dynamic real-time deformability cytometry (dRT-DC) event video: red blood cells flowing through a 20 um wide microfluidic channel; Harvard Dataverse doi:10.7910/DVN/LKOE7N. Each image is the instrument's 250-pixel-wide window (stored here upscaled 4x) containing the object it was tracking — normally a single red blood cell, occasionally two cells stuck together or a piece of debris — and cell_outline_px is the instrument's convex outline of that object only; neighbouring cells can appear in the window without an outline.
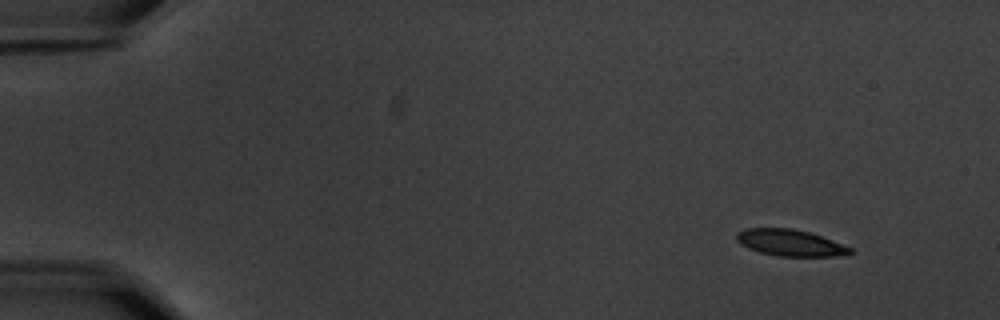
{"species": "common noctule bat (a hibernating species)", "species_latin": "Nyctalus noctula", "temperature_condition": "warm", "stored_images_in_passage": 53, "camera_frame_rate_fps": 3000, "um_per_image_px": 0.085, "animal": {"sex": "male", "body_mass_g": 20.1, "forearm_length_mm": 53.5}, "frame": {"image": 1, "passage_image": 1, "time_ms": 0.0, "image_size_px": [1000, 320], "cell_outline_px": [[852, 252], [832, 256], [780, 256], [760, 252], [748, 248], [740, 244], [736, 240], [736, 232], [744, 228], [792, 228], [808, 232], [832, 240], [852, 248]], "centroid_in_image_um": [67.09, 20.62], "position_along_channel_um": 17.9, "area_um2": 17.34}}
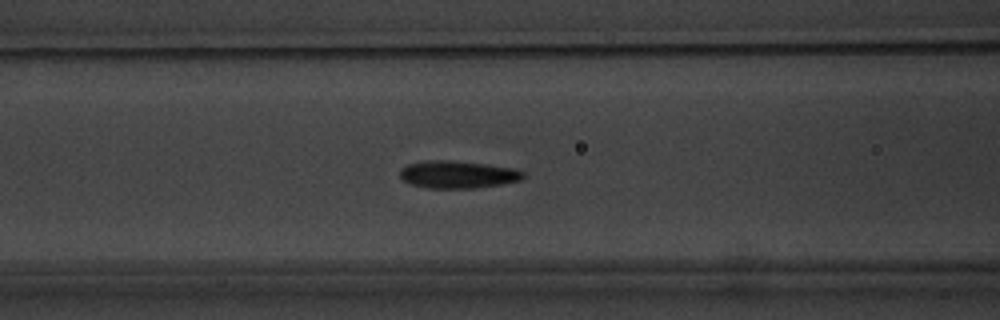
{"frame": {"image": 2, "passage_image": 20, "time_ms": 6.333, "image_size_px": [1000, 320], "cell_outline_px": [[524, 176], [520, 180], [500, 184], [476, 188], [428, 188], [408, 184], [400, 176], [400, 168], [408, 164], [424, 160], [448, 160], [484, 164], [516, 168], [524, 172]], "centroid_in_image_um": [38.87, 14.83], "position_along_channel_um": 127.7, "area_um2": 19.77}}
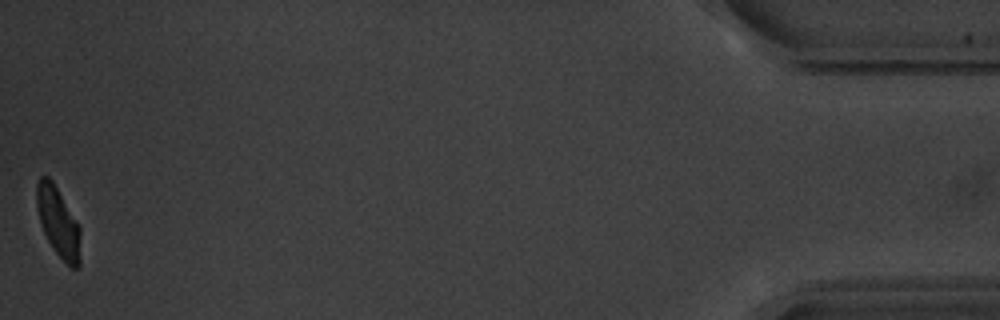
{"frame": {"image": 3, "passage_image": 53, "time_ms": 17.333, "image_size_px": [1000, 320], "cell_outline_px": [[80, 268], [72, 268], [56, 252], [48, 240], [44, 232], [40, 220], [36, 204], [36, 184], [40, 176], [48, 176], [52, 180], [80, 228]], "centroid_in_image_um": [4.95, 18.87], "position_along_channel_um": 430.3, "area_um2": 17.46}, "authors_computed_cell_mechanics": {"area_um2": 19.0162, "velocity_mm_per_s": 3.5506, "shape_relaxation_time_tau1_ms": 2.8154, "shape_relaxation_time_tau2_ms": 0.8876, "deformation_change_tau1": 0.1306, "deformation_change_tau2": 0.0793}}